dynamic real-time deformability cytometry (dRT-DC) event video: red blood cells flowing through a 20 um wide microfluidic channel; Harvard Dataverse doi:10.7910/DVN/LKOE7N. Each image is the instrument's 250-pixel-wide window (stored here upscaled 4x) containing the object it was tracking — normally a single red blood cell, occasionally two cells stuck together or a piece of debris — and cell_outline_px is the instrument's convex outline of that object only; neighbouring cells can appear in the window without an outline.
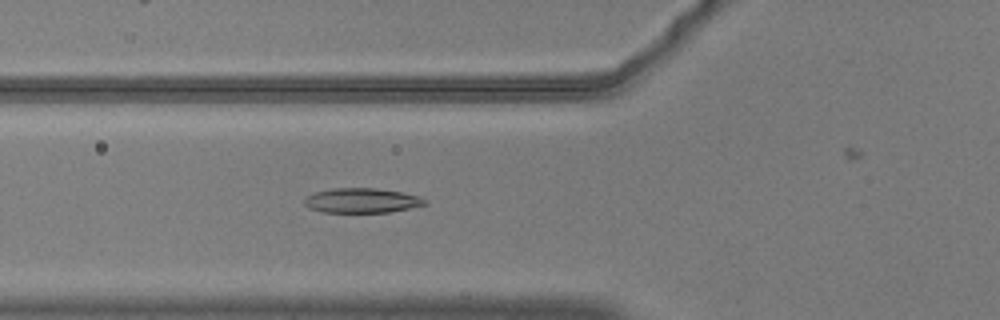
{"species": "common noctule bat (a hibernating species)", "species_latin": "Nyctalus noctula", "temperature_condition": "warm", "stored_images_in_passage": 44, "camera_frame_rate_fps": 3000, "um_per_image_px": 0.085, "animal": {"sex": "male", "body_mass_g": 20.5, "forearm_length_mm": 52.5}, "frame": {"image": 1, "passage_image": 15, "time_ms": 4.667, "image_size_px": [1000, 320], "cell_outline_px": [[428, 204], [388, 212], [324, 212], [308, 208], [304, 204], [304, 200], [308, 196], [316, 192], [332, 188], [376, 188], [400, 192], [420, 196], [428, 200]], "centroid_in_image_um": [30.77, 17.04], "position_along_channel_um": 95.0, "area_um2": 17.28}}
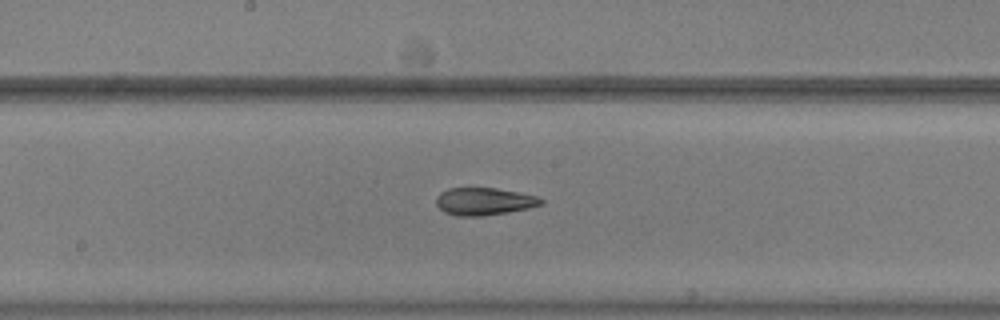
{"frame": {"image": 2, "passage_image": 24, "time_ms": 7.667, "image_size_px": [1000, 320], "cell_outline_px": [[544, 204], [528, 208], [508, 212], [484, 216], [456, 216], [444, 212], [436, 204], [436, 196], [440, 192], [448, 188], [496, 188], [520, 192], [536, 196], [544, 200]], "centroid_in_image_um": [41.14, 17.12], "position_along_channel_um": 207.1, "area_um2": 16.94}}
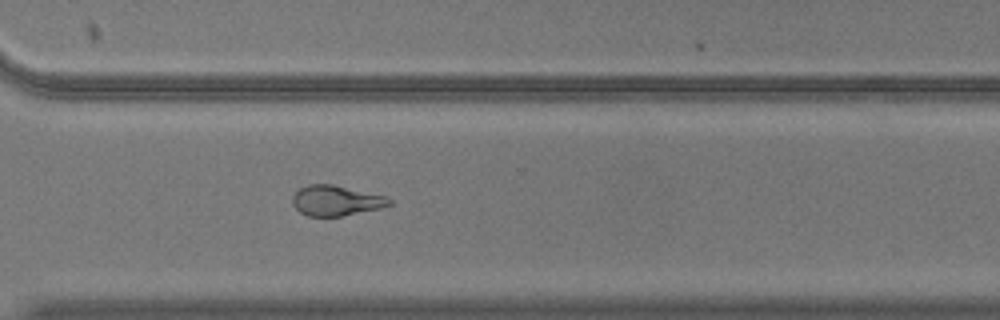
{"frame": {"image": 3, "passage_image": 35, "time_ms": 11.333, "image_size_px": [1000, 320], "cell_outline_px": [[392, 204], [380, 208], [340, 216], [308, 216], [300, 212], [292, 204], [292, 196], [300, 188], [308, 184], [332, 184], [388, 196], [392, 200]], "centroid_in_image_um": [28.57, 17.04], "position_along_channel_um": 342.0, "area_um2": 17.11}}